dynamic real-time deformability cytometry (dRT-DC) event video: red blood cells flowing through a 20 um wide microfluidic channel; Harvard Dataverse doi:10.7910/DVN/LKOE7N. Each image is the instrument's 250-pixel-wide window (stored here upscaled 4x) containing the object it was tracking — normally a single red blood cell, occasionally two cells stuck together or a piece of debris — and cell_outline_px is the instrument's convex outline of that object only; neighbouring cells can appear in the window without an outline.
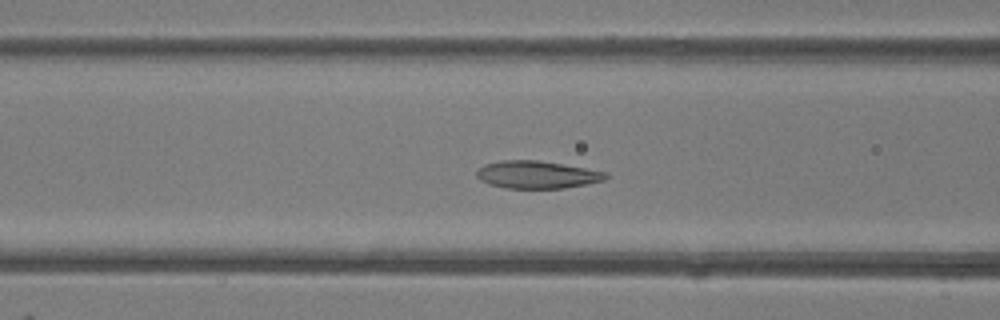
{"species": "common noctule bat (a hibernating species)", "species_latin": "Nyctalus noctula", "temperature_condition": "room temperature", "stored_images_in_passage": 35, "camera_frame_rate_fps": 3000, "um_per_image_px": 0.085, "animal": {"sex": "female"}, "frame": {"image": 1, "passage_image": 6, "time_ms": 1.667, "image_size_px": [1000, 320], "cell_outline_px": [[608, 176], [604, 180], [564, 188], [504, 188], [488, 184], [480, 180], [476, 176], [476, 172], [484, 164], [500, 160], [536, 160], [608, 172]], "centroid_in_image_um": [45.6, 14.85], "position_along_channel_um": 121.0, "area_um2": 20.58}}
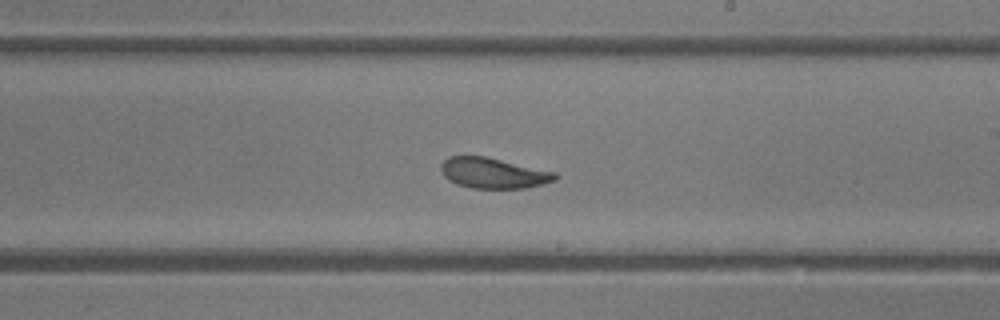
{"frame": {"image": 2, "passage_image": 15, "time_ms": 4.667, "image_size_px": [1000, 320], "cell_outline_px": [[560, 176], [556, 180], [544, 184], [528, 188], [472, 188], [456, 184], [448, 180], [444, 176], [440, 168], [440, 164], [448, 156], [484, 156], [556, 172]], "centroid_in_image_um": [41.94, 14.72], "position_along_channel_um": 247.1, "area_um2": 20.46}}
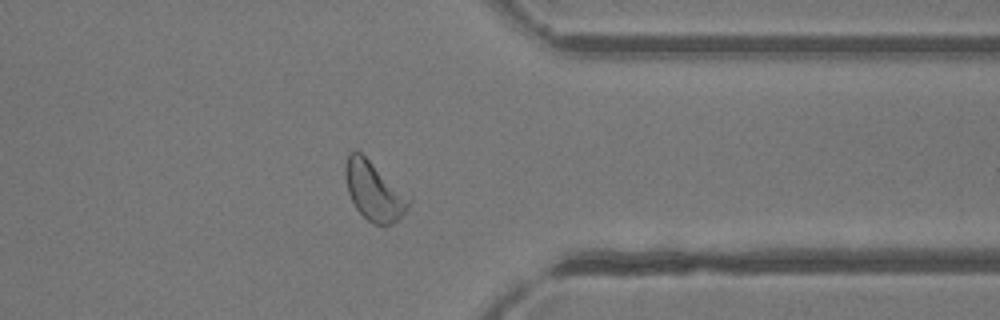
{"frame": {"image": 3, "passage_image": 25, "time_ms": 8.0, "image_size_px": [1000, 320], "cell_outline_px": [[412, 200], [408, 208], [400, 220], [388, 224], [372, 224], [356, 208], [348, 192], [344, 176], [344, 164], [348, 152], [356, 148], [412, 196]], "centroid_in_image_um": [31.81, 16.19], "position_along_channel_um": 379.6, "area_um2": 22.43}, "authors_computed_cell_mechanics": {"area_um2": 20.8658, "velocity_mm_per_s": 4.2138, "shape_relaxation_time_tau1_ms": 2.7401, "shape_relaxation_time_tau2_ms": 1.9016, "deformation_change_tau1": 0.1397, "deformation_change_tau2": 0.091}}